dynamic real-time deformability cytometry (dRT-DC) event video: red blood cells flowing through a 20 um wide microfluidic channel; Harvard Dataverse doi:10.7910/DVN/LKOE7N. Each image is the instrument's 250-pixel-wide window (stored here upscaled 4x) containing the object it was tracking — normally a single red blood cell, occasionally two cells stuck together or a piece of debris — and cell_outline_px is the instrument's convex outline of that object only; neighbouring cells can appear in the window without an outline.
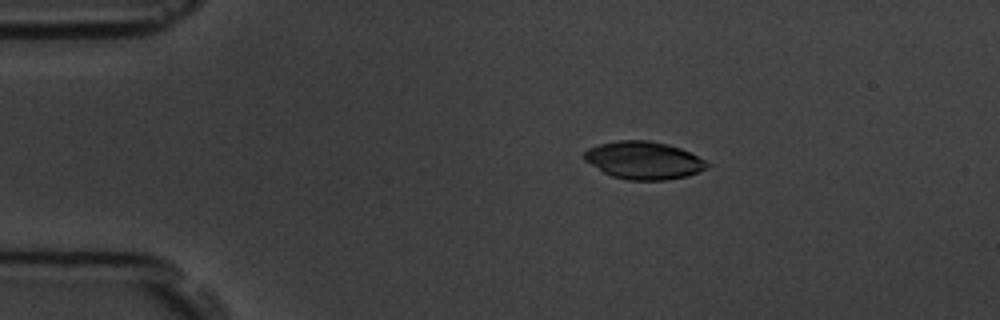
{"species": "common noctule bat (a hibernating species)", "species_latin": "Nyctalus noctula", "temperature_condition": "room temperature", "stored_images_in_passage": 5, "camera_frame_rate_fps": 3000, "um_per_image_px": 0.085, "animal": {"sex": "male", "body_mass_g": 19.5, "forearm_length_mm": 54.6}, "frame": {"image": 1, "passage_image": 2, "time_ms": 1.0, "image_size_px": [1000, 320], "cell_outline_px": [[708, 168], [688, 176], [664, 180], [628, 180], [612, 176], [604, 172], [584, 160], [584, 152], [588, 148], [600, 144], [616, 140], [648, 140], [668, 144], [680, 148], [704, 160], [708, 164]], "centroid_in_image_um": [54.7, 13.62], "position_along_channel_um": 30.3, "area_um2": 26.82}}
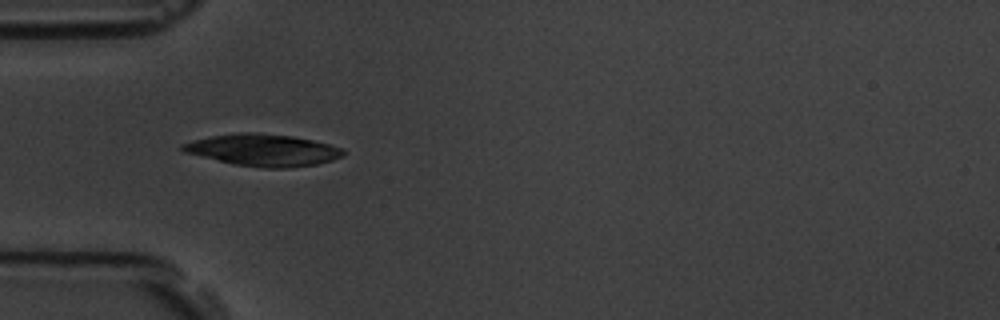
{"frame": {"image": 2, "passage_image": 4, "time_ms": 3.333, "image_size_px": [1000, 320], "cell_outline_px": [[344, 156], [332, 160], [316, 164], [288, 168], [264, 168], [232, 164], [184, 152], [180, 148], [180, 144], [192, 140], [212, 136], [240, 132], [256, 132], [292, 136], [312, 140], [344, 148]], "centroid_in_image_um": [22.35, 12.75], "position_along_channel_um": 62.6, "area_um2": 29.94}}
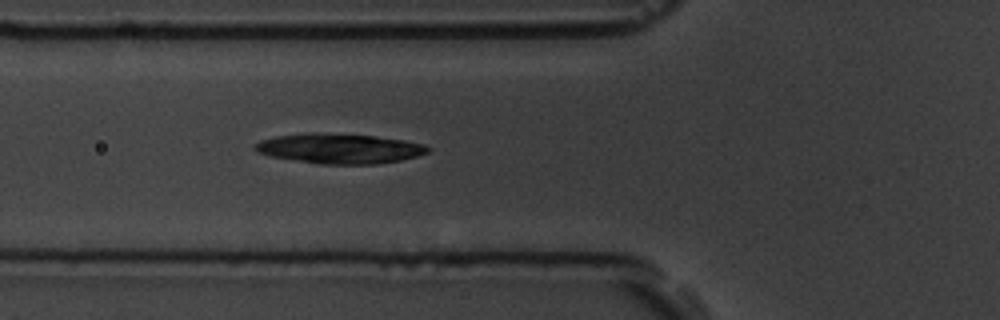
{"frame": {"image": 3, "passage_image": 5, "time_ms": 4.333, "image_size_px": [1000, 320], "cell_outline_px": [[432, 148], [428, 152], [416, 156], [400, 160], [376, 164], [320, 164], [272, 156], [256, 152], [256, 144], [260, 140], [276, 136], [304, 132], [316, 132], [372, 136], [400, 140], [424, 144]], "centroid_in_image_um": [28.84, 12.62], "position_along_channel_um": 97.0, "area_um2": 29.88}}